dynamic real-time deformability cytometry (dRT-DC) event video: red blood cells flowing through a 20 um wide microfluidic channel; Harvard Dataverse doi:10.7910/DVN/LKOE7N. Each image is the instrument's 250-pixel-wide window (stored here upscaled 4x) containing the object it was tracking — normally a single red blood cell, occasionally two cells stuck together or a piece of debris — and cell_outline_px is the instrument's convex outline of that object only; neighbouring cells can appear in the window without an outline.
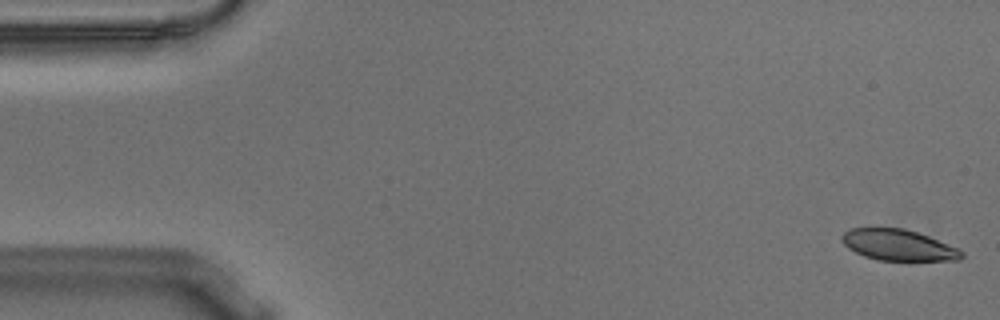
{"species": "Egyptian fruit bat (a non-hibernating species)", "species_latin": "Rousettus aegyptiacus", "temperature_condition": "warm", "stored_images_in_passage": 55, "camera_frame_rate_fps": 3000, "um_per_image_px": 0.085, "animal": {"sex": "male"}, "frame": {"image": 1, "passage_image": 1, "time_ms": 0.0, "image_size_px": [1000, 320], "cell_outline_px": [[964, 256], [960, 260], [876, 260], [864, 256], [848, 248], [840, 240], [840, 236], [848, 228], [868, 224], [904, 228], [928, 236], [960, 248], [964, 252]], "centroid_in_image_um": [76.28, 20.77], "position_along_channel_um": 8.7, "area_um2": 22.6}}
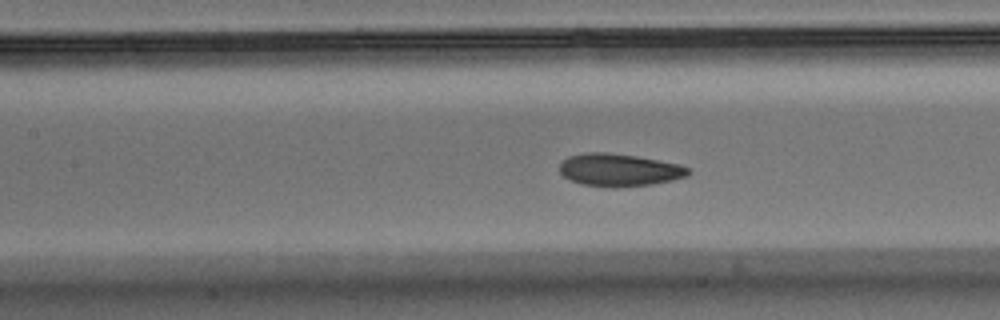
{"frame": {"image": 2, "passage_image": 24, "time_ms": 7.667, "image_size_px": [1000, 320], "cell_outline_px": [[692, 172], [688, 176], [672, 180], [652, 184], [616, 188], [580, 184], [564, 176], [560, 172], [560, 164], [568, 156], [584, 152], [608, 152], [636, 156], [680, 164], [688, 168]], "centroid_in_image_um": [52.64, 14.44], "position_along_channel_um": 154.8, "area_um2": 24.57}}
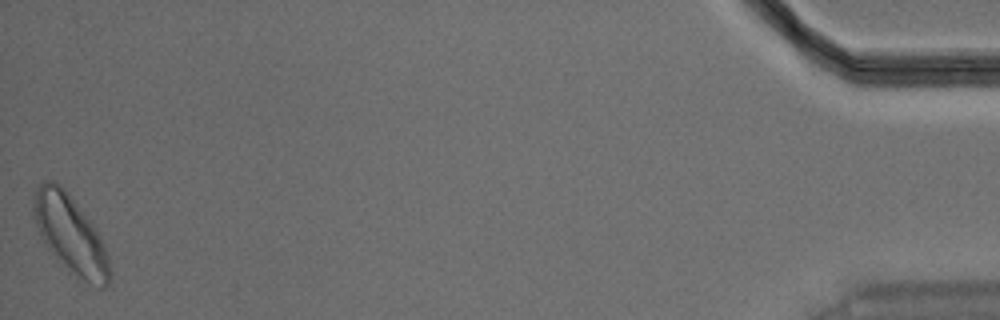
{"frame": {"image": 3, "passage_image": 55, "time_ms": 18.0, "image_size_px": [1000, 320], "cell_outline_px": [[112, 280], [104, 288], [100, 288], [68, 272], [44, 244], [40, 236], [32, 212], [32, 204], [36, 188], [44, 180], [52, 180], [60, 184], [64, 188], [92, 224], [100, 236], [108, 256], [112, 272]], "centroid_in_image_um": [5.98, 19.95], "position_along_channel_um": 429.2, "area_um2": 34.68}, "authors_computed_cell_mechanics": {"area_um2": 24.1026, "velocity_mm_per_s": 3.5977, "shape_relaxation_time_tau1_ms": 3.3441, "shape_relaxation_time_tau2_ms": 1.9766, "deformation_change_tau1": 0.092, "deformation_change_tau2": 0.0678}}